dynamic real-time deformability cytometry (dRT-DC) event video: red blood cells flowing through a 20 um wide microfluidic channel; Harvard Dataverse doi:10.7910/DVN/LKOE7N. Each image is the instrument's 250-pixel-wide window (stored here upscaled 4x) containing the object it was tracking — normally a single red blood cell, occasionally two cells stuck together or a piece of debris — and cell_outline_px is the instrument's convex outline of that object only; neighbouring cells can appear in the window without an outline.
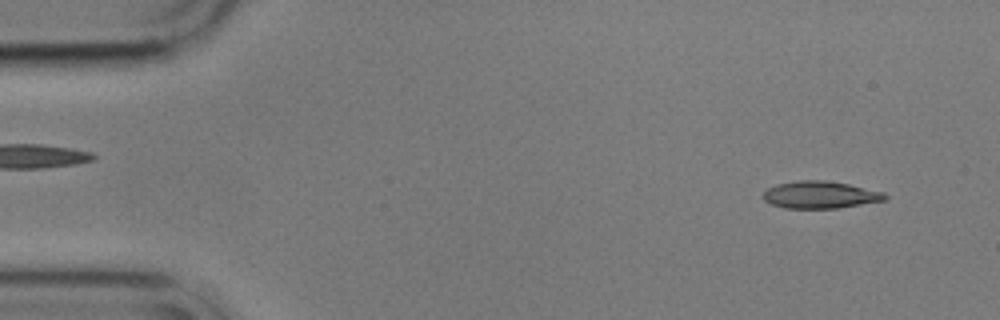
{"species": "common noctule bat (a hibernating species)", "species_latin": "Nyctalus noctula", "temperature_condition": "cold", "stored_images_in_passage": 57, "camera_frame_rate_fps": 3000, "um_per_image_px": 0.085, "animal": {"sex": "male", "body_mass_g": 17.9}, "frame": {"image": 1, "passage_image": 4, "time_ms": 1.0, "image_size_px": [1000, 320], "cell_outline_px": [[888, 196], [884, 200], [836, 208], [784, 208], [772, 204], [764, 200], [764, 192], [768, 188], [776, 184], [796, 180], [824, 180], [848, 184], [884, 192]], "centroid_in_image_um": [69.69, 16.55], "position_along_channel_um": 15.3, "area_um2": 19.13}}
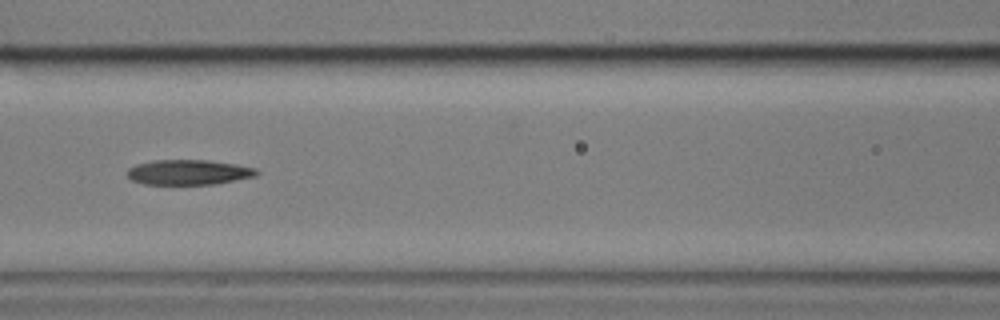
{"frame": {"image": 2, "passage_image": 24, "time_ms": 7.667, "image_size_px": [1000, 320], "cell_outline_px": [[260, 172], [256, 176], [216, 184], [144, 184], [132, 180], [128, 176], [128, 168], [136, 164], [152, 160], [208, 160], [236, 164], [256, 168]], "centroid_in_image_um": [16.05, 14.64], "position_along_channel_um": 150.5, "area_um2": 18.96}}
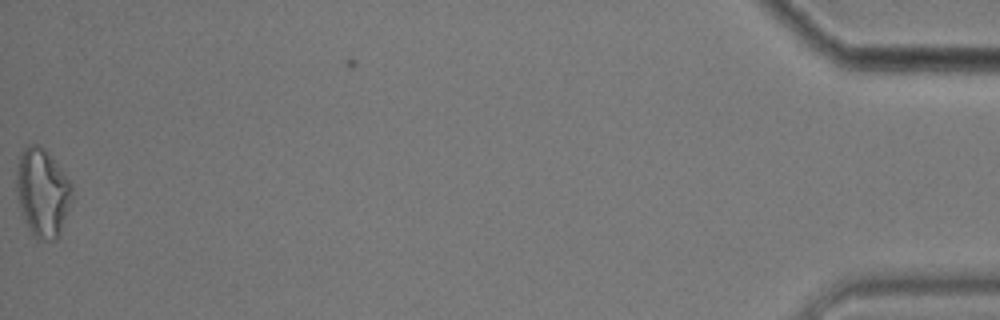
{"frame": {"image": 3, "passage_image": 56, "time_ms": 18.333, "image_size_px": [1000, 320], "cell_outline_px": [[72, 200], [60, 236], [56, 240], [36, 240], [24, 220], [20, 208], [16, 192], [16, 172], [20, 152], [28, 144], [36, 144], [44, 148], [48, 152], [72, 184]], "centroid_in_image_um": [3.61, 16.39], "position_along_channel_um": 431.6, "area_um2": 28.9}, "authors_computed_cell_mechanics": {"area_um2": 19.8254, "velocity_mm_per_s": 3.5519, "shape_relaxation_time_tau1_ms": 6.4105, "shape_relaxation_time_tau2_ms": 5.041, "deformation_change_tau1": 0.1704, "deformation_change_tau2": 0.1593}}